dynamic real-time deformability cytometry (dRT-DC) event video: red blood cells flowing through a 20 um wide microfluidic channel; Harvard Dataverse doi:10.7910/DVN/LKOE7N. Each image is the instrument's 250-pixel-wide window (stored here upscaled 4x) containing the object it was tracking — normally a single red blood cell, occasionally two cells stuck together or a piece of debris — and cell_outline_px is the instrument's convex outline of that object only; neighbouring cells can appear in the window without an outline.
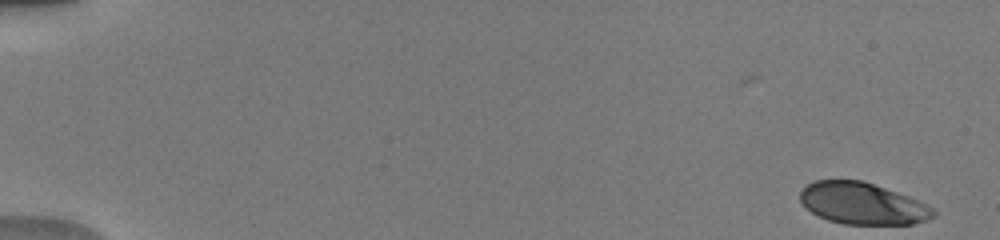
{"species": "human", "species_latin": "Homo sapiens", "temperature_condition": "warm", "stored_images_in_passage": 48, "camera_frame_rate_fps": 3000, "um_per_image_px": 0.085, "donor": {"sex": "male"}, "frame": {"image": 1, "passage_image": 1, "time_ms": 0.0, "image_size_px": [1000, 240], "cell_outline_px": [[936, 216], [912, 224], [844, 224], [828, 220], [804, 208], [800, 200], [800, 192], [808, 184], [816, 180], [864, 180], [908, 196], [932, 208], [936, 212]], "centroid_in_image_um": [73.28, 17.29], "position_along_channel_um": 11.7, "area_um2": 32.19}}
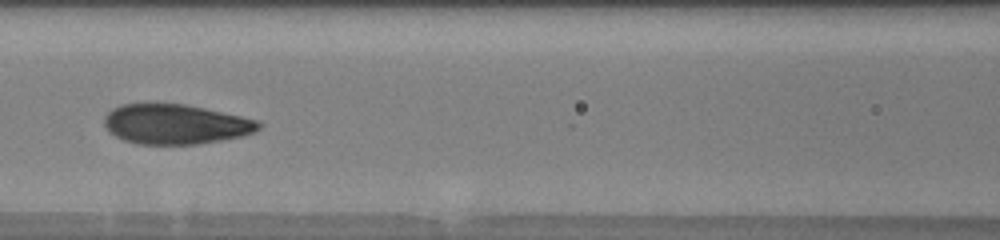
{"frame": {"image": 2, "passage_image": 24, "time_ms": 7.667, "image_size_px": [1000, 240], "cell_outline_px": [[260, 128], [256, 132], [244, 136], [196, 144], [136, 144], [124, 140], [108, 132], [104, 124], [104, 116], [112, 108], [120, 104], [184, 104], [204, 108], [240, 116], [256, 120], [260, 124]], "centroid_in_image_um": [14.89, 10.56], "position_along_channel_um": 151.7, "area_um2": 35.78}}
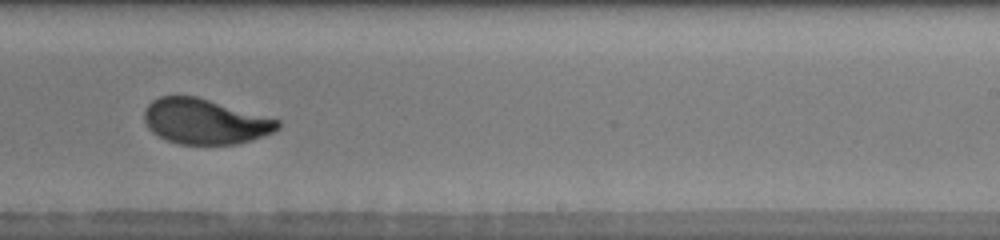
{"frame": {"image": 3, "passage_image": 33, "time_ms": 10.667, "image_size_px": [1000, 240], "cell_outline_px": [[280, 128], [272, 132], [252, 140], [236, 144], [180, 144], [168, 140], [152, 132], [148, 128], [144, 120], [144, 108], [152, 100], [160, 96], [196, 96], [280, 120]], "centroid_in_image_um": [17.4, 10.32], "position_along_channel_um": 271.6, "area_um2": 35.03}, "authors_computed_cell_mechanics": {"area_um2": 35.4314, "velocity_mm_per_s": 4.0125, "shape_relaxation_time_tau1_ms": 3.5425, "shape_relaxation_time_tau2_ms": null, "deformation_change_tau1": 0.1764, "deformation_change_tau2": null}}